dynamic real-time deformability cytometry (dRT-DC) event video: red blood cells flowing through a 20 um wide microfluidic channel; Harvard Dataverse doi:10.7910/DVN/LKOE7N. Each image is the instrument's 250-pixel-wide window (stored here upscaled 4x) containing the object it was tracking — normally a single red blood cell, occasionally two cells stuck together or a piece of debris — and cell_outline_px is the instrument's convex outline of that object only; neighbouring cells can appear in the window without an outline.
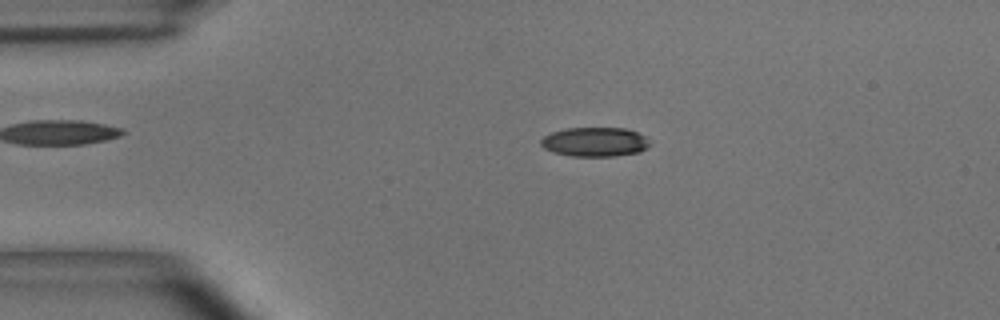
{"species": "common noctule bat (a hibernating species)", "species_latin": "Nyctalus noctula", "temperature_condition": "room temperature", "stored_images_in_passage": 54, "camera_frame_rate_fps": 3000, "um_per_image_px": 0.085, "animal": {"sex": "male", "body_mass_g": 15.6}, "frame": {"image": 1, "passage_image": 11, "time_ms": 3.333, "image_size_px": [1000, 320], "cell_outline_px": [[652, 144], [648, 148], [640, 152], [616, 156], [572, 156], [552, 152], [544, 148], [540, 144], [540, 140], [544, 136], [552, 132], [564, 128], [624, 128], [636, 132], [644, 136]], "centroid_in_image_um": [50.57, 12.07], "position_along_channel_um": 34.4, "area_um2": 18.73}}
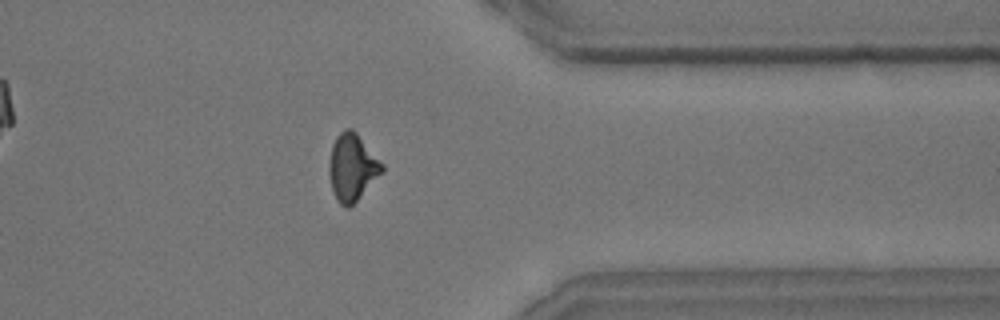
{"frame": {"image": 2, "passage_image": 43, "time_ms": 14.0, "image_size_px": [1000, 320], "cell_outline_px": [[384, 172], [348, 208], [340, 204], [336, 200], [332, 188], [328, 172], [328, 168], [332, 144], [336, 136], [344, 128], [352, 128], [356, 132], [384, 164]], "centroid_in_image_um": [29.94, 14.2], "position_along_channel_um": 381.5, "area_um2": 20.69}}
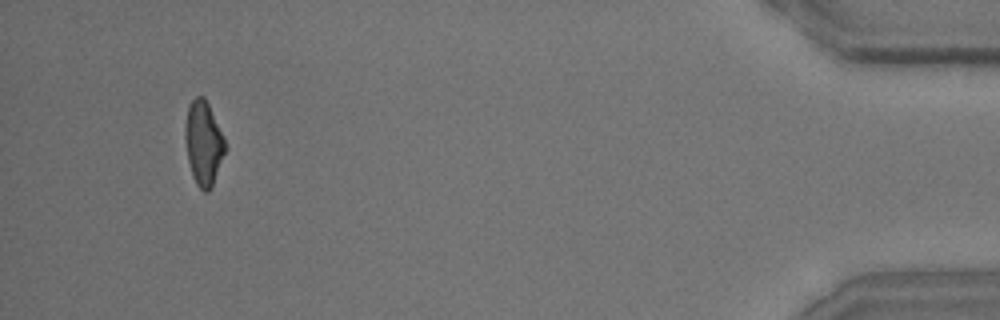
{"frame": {"image": 3, "passage_image": 51, "time_ms": 16.667, "image_size_px": [1000, 320], "cell_outline_px": [[228, 148], [212, 188], [208, 192], [204, 192], [196, 184], [192, 176], [188, 160], [184, 136], [184, 124], [188, 104], [196, 96], [204, 96], [208, 104]], "centroid_in_image_um": [17.29, 12.2], "position_along_channel_um": 417.9, "area_um2": 19.94}, "authors_computed_cell_mechanics": {"area_um2": 19.7676, "velocity_mm_per_s": 3.6844, "shape_relaxation_time_tau1_ms": 3.4339, "shape_relaxation_time_tau2_ms": 2.986, "deformation_change_tau1": 0.1346, "deformation_change_tau2": 0.0972}}